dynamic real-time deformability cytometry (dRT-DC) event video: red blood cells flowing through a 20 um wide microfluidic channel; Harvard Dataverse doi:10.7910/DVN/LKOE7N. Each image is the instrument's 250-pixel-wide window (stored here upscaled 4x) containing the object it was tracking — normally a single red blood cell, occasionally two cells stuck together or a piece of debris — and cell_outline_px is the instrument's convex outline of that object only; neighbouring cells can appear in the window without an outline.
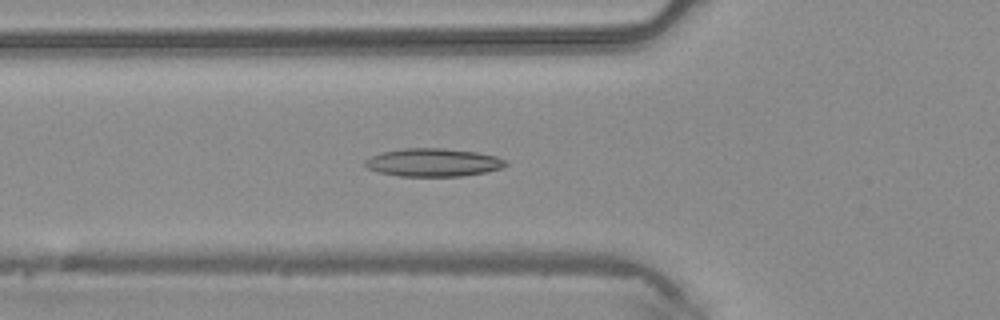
{"species": "common noctule bat (a hibernating species)", "species_latin": "Nyctalus noctula", "temperature_condition": "warm", "stored_images_in_passage": 45, "camera_frame_rate_fps": 3000, "um_per_image_px": 0.085, "animal": {"sex": "male", "body_mass_g": 20.4}, "frame": {"image": 1, "passage_image": 16, "time_ms": 5.0, "image_size_px": [1000, 320], "cell_outline_px": [[508, 164], [500, 168], [484, 172], [460, 176], [400, 176], [380, 172], [368, 168], [364, 164], [364, 160], [372, 156], [384, 152], [404, 148], [440, 148], [476, 152], [496, 156], [504, 160]], "centroid_in_image_um": [36.81, 13.81], "position_along_channel_um": 89.0, "area_um2": 22.66}}
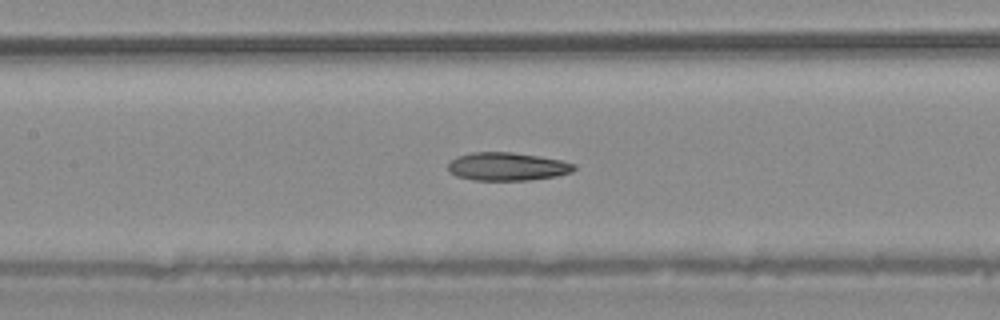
{"frame": {"image": 2, "passage_image": 21, "time_ms": 6.667, "image_size_px": [1000, 320], "cell_outline_px": [[576, 168], [572, 172], [556, 176], [528, 180], [472, 180], [456, 176], [448, 172], [448, 164], [456, 156], [472, 152], [512, 152], [560, 160], [576, 164]], "centroid_in_image_um": [43.08, 14.16], "position_along_channel_um": 164.3, "area_um2": 20.69}}
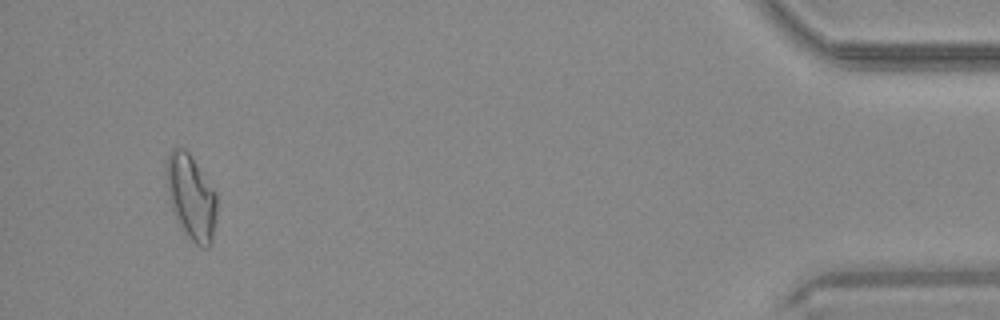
{"frame": {"image": 3, "passage_image": 43, "time_ms": 14.0, "image_size_px": [1000, 320], "cell_outline_px": [[216, 212], [212, 240], [208, 248], [204, 248], [196, 244], [180, 228], [172, 212], [164, 176], [164, 160], [172, 148], [184, 148], [188, 152], [216, 192]], "centroid_in_image_um": [16.19, 16.72], "position_along_channel_um": 419.0, "area_um2": 25.32}}